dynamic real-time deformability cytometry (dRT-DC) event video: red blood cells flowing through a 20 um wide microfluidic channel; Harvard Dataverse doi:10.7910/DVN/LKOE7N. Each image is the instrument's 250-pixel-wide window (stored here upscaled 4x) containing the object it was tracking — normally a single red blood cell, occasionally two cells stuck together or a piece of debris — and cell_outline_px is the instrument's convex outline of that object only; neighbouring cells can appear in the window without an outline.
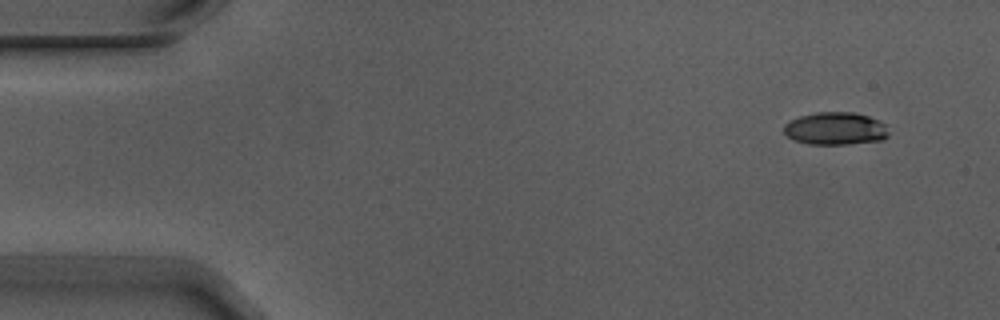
{"species": "Egyptian fruit bat (a non-hibernating species)", "species_latin": "Rousettus aegyptiacus", "temperature_condition": "warm", "stored_images_in_passage": 4, "segment_of_instrument_passage": [2, 2], "camera_frame_rate_fps": 3000, "um_per_image_px": 0.085, "animal": {"sex": "male"}, "frame": {"image": 1, "passage_image": 4, "time_ms": 1.0, "image_size_px": [1000, 320], "cell_outline_px": [[888, 136], [884, 140], [848, 144], [808, 144], [796, 140], [788, 136], [784, 132], [784, 124], [800, 116], [816, 112], [852, 112], [868, 116], [880, 120], [884, 124], [888, 132]], "centroid_in_image_um": [71.04, 10.93], "position_along_channel_um": 14.0, "area_um2": 19.88}}